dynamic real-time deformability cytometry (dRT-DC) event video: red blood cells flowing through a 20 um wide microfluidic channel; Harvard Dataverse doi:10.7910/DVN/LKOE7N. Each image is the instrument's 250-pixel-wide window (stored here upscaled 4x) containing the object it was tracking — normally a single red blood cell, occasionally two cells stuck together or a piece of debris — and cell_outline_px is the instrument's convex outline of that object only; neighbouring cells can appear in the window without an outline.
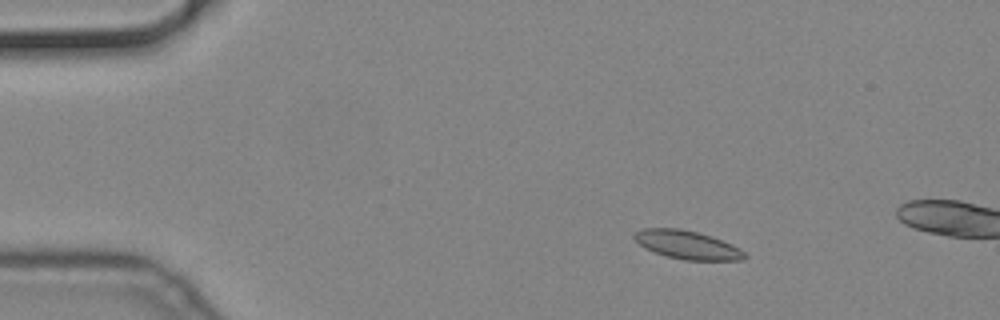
{"species": "common noctule bat (a hibernating species)", "species_latin": "Nyctalus noctula", "temperature_condition": "cold", "stored_images_in_passage": 17, "camera_frame_rate_fps": 3000, "um_per_image_px": 0.085, "animal": {"sex": "male", "body_mass_g": 19.2, "forearm_length_mm": 51.8}, "frame": {"image": 1, "passage_image": 10, "time_ms": 3.0, "image_size_px": [1000, 320], "cell_outline_px": [[748, 256], [744, 260], [684, 260], [668, 256], [644, 248], [632, 236], [636, 232], [644, 228], [680, 228], [712, 236], [732, 244], [740, 248]], "centroid_in_image_um": [58.45, 20.81], "position_along_channel_um": 26.5, "area_um2": 18.21}}